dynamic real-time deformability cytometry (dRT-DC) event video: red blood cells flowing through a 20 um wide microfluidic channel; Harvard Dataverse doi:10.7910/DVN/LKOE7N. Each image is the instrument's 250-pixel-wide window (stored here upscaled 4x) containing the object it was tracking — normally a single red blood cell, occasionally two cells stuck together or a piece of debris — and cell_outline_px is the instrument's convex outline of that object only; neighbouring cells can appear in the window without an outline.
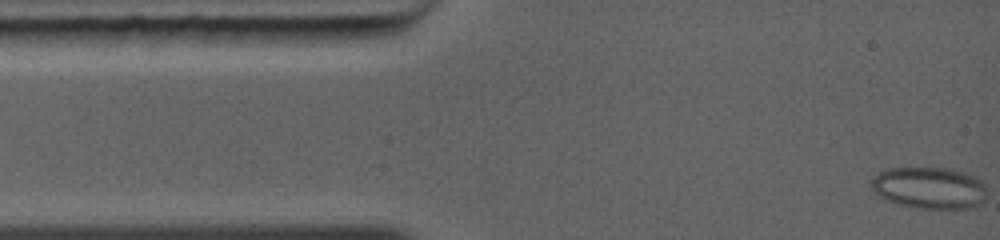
{"species": "common noctule bat (a hibernating species)", "species_latin": "Nyctalus noctula", "temperature_condition": "warm", "stored_images_in_passage": 4, "camera_frame_rate_fps": 5000, "um_per_image_px": 0.085, "animal": {"sex": "female", "body_mass_g": 19.0, "forearm_length_mm": 56.7}, "frame": {"image": 1, "passage_image": 1, "time_ms": 0.0, "image_size_px": [1000, 240], "cell_outline_px": [[984, 192], [980, 200], [976, 204], [964, 208], [920, 208], [900, 204], [888, 200], [880, 196], [872, 188], [872, 176], [888, 168], [944, 168], [964, 172], [976, 176], [980, 180], [984, 188]], "centroid_in_image_um": [78.93, 15.94], "position_along_channel_um": 6.1, "area_um2": 27.34}}
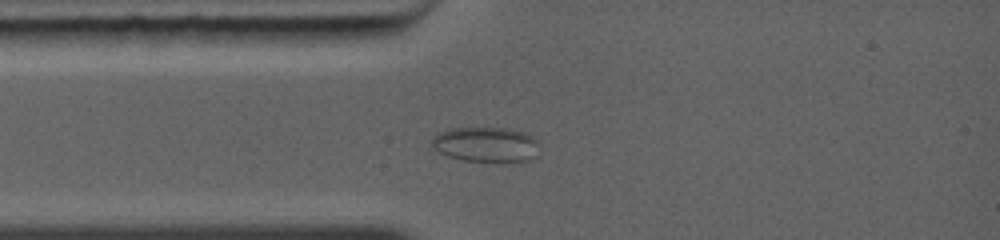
{"frame": {"image": 2, "passage_image": 4, "time_ms": 2.6, "image_size_px": [1000, 240], "cell_outline_px": [[540, 140], [532, 156], [528, 160], [512, 164], [500, 164], [464, 160], [448, 156], [440, 152], [432, 144], [432, 140], [440, 132], [452, 128], [512, 128], [524, 132]], "centroid_in_image_um": [41.37, 12.31], "position_along_channel_um": 43.6, "area_um2": 22.31}}